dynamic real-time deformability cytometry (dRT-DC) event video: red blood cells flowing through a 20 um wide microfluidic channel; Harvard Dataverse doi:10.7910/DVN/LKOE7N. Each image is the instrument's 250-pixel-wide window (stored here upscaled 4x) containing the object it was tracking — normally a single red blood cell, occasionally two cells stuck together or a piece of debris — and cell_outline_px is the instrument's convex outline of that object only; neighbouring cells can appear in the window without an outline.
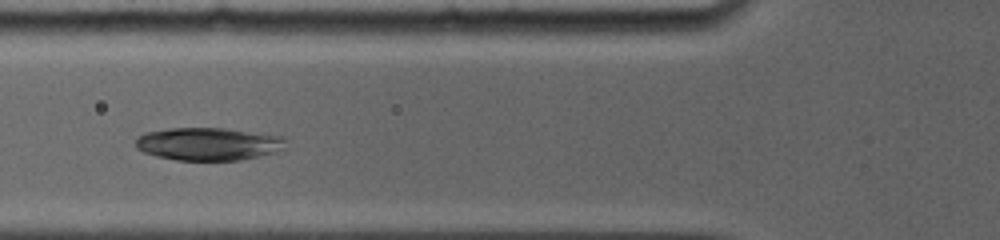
{"species": "common noctule bat (a hibernating species)", "species_latin": "Nyctalus noctula", "temperature_condition": "room temperature", "stored_images_in_passage": 8, "camera_frame_rate_fps": 5000, "um_per_image_px": 0.085, "animal": {"sex": "female", "body_mass_g": 19.0, "forearm_length_mm": 56.7}, "frame": {"image": 1, "passage_image": 6, "time_ms": 4.0, "image_size_px": [1000, 240], "cell_outline_px": [[284, 140], [276, 152], [240, 160], [176, 160], [156, 156], [144, 152], [136, 148], [136, 140], [140, 136], [148, 132], [168, 128], [224, 128], [280, 136]], "centroid_in_image_um": [17.63, 12.24], "position_along_channel_um": 108.2, "area_um2": 28.15}}
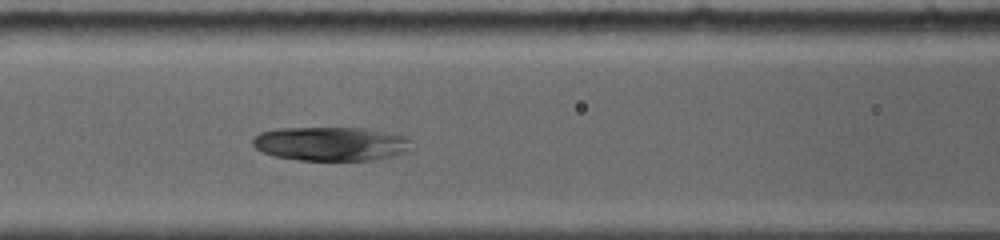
{"frame": {"image": 2, "passage_image": 7, "time_ms": 4.8, "image_size_px": [1000, 240], "cell_outline_px": [[408, 148], [392, 156], [372, 160], [300, 160], [276, 156], [260, 152], [252, 144], [252, 140], [260, 132], [276, 128], [364, 128], [404, 136], [408, 140]], "centroid_in_image_um": [28.01, 12.22], "position_along_channel_um": 138.6, "area_um2": 30.98}}
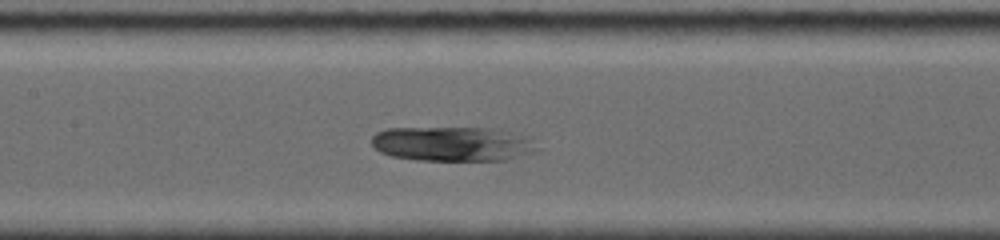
{"frame": {"image": 3, "passage_image": 8, "time_ms": 5.6, "image_size_px": [1000, 240], "cell_outline_px": [[532, 140], [528, 152], [508, 160], [416, 160], [392, 156], [380, 152], [372, 144], [372, 136], [376, 132], [388, 128], [500, 128]], "centroid_in_image_um": [38.33, 12.22], "position_along_channel_um": 169.1, "area_um2": 32.71}}